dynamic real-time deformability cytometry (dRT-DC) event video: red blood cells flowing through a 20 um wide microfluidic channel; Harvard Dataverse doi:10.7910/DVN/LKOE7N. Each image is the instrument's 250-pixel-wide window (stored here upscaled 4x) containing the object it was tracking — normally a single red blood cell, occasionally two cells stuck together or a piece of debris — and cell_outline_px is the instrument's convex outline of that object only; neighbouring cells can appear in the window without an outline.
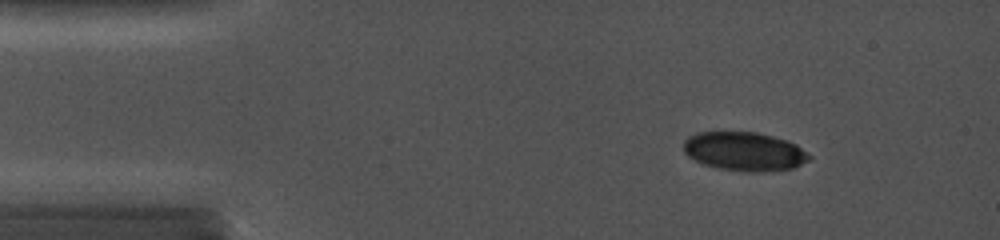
{"species": "common noctule bat (a hibernating species)", "species_latin": "Nyctalus noctula", "temperature_condition": "cold", "stored_images_in_passage": 2, "camera_frame_rate_fps": 5000, "um_per_image_px": 0.085, "animal": {"sex": "female", "body_mass_g": 19.0, "forearm_length_mm": 56.7}, "frame": {"image": 1, "passage_image": 1, "time_ms": 0.0, "image_size_px": [1000, 240], "cell_outline_px": [[812, 160], [792, 168], [760, 172], [740, 172], [716, 168], [700, 164], [692, 160], [684, 152], [684, 140], [688, 136], [696, 132], [756, 132], [788, 140], [796, 144], [808, 152], [812, 156]], "centroid_in_image_um": [63.27, 12.88], "position_along_channel_um": 21.7, "area_um2": 29.02}}